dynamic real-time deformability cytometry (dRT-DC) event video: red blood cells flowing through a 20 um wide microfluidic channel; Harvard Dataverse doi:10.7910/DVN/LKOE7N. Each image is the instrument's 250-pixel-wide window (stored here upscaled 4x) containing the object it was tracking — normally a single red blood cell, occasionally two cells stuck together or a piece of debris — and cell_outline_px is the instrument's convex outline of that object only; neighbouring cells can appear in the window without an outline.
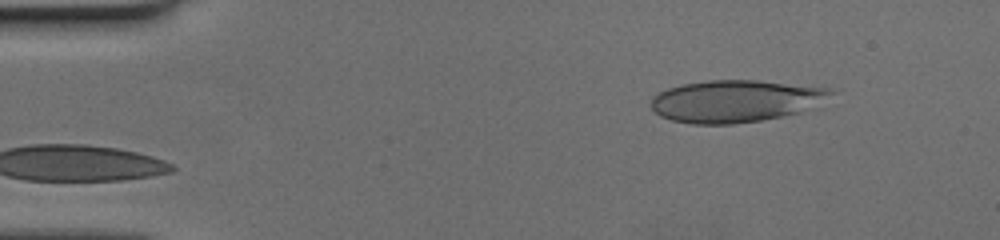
{"species": "human", "species_latin": "Homo sapiens", "temperature_condition": "cold", "stored_images_in_passage": 46, "camera_frame_rate_fps": 3000, "um_per_image_px": 0.085, "donor": {"sex": "female"}, "frame": {"image": 1, "passage_image": 1, "time_ms": 0.0, "image_size_px": [1000, 240], "cell_outline_px": [[836, 92], [820, 108], [760, 120], [732, 124], [692, 124], [672, 120], [660, 116], [652, 108], [652, 96], [668, 88], [680, 84], [708, 80], [756, 80], [832, 88]], "centroid_in_image_um": [62.61, 8.58], "position_along_channel_um": 22.4, "area_um2": 44.68}}
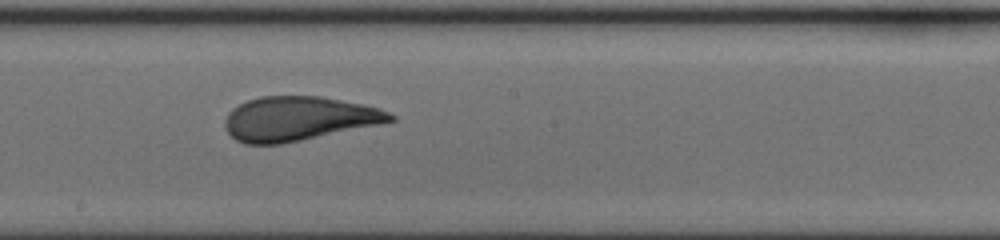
{"frame": {"image": 2, "passage_image": 23, "time_ms": 7.333, "image_size_px": [1000, 240], "cell_outline_px": [[396, 120], [380, 124], [280, 144], [244, 144], [236, 140], [224, 128], [224, 120], [228, 112], [232, 108], [248, 100], [260, 96], [320, 96], [364, 104], [380, 108], [396, 116]], "centroid_in_image_um": [25.36, 10.08], "position_along_channel_um": 222.8, "area_um2": 42.54}}
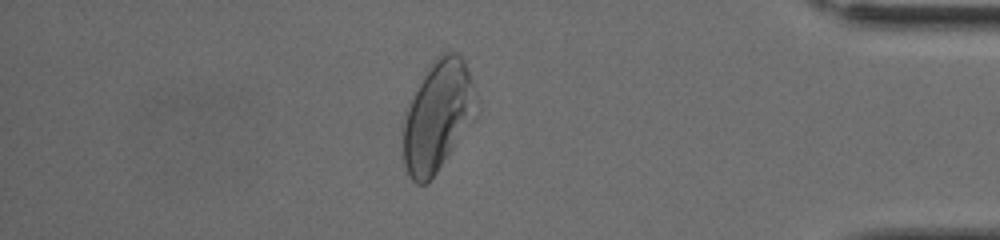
{"frame": {"image": 3, "passage_image": 39, "time_ms": 12.667, "image_size_px": [1000, 240], "cell_outline_px": [[480, 112], [428, 184], [416, 184], [408, 176], [404, 164], [404, 112], [408, 100], [412, 92], [436, 56], [444, 52], [456, 52], [464, 60], [472, 80]], "centroid_in_image_um": [37.22, 9.85], "position_along_channel_um": 398.0, "area_um2": 47.74}}